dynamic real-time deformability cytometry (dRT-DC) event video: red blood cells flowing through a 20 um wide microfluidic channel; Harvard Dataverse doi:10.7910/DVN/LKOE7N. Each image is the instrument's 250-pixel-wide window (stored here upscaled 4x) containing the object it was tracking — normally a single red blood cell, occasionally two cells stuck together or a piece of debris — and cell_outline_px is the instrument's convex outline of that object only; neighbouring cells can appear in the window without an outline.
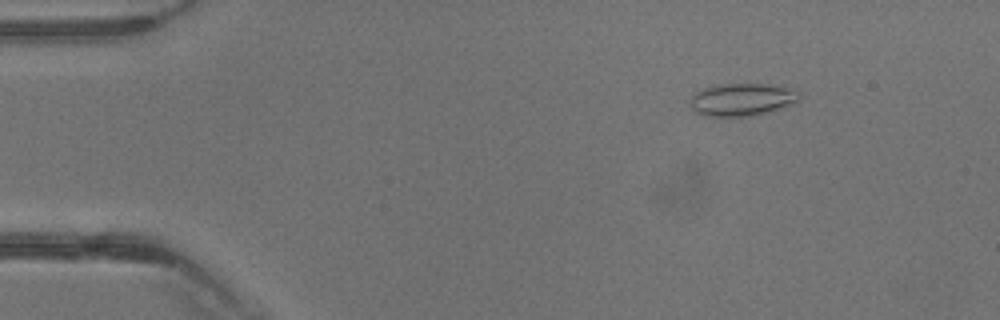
{"species": "common noctule bat (a hibernating species)", "species_latin": "Nyctalus noctula", "temperature_condition": "warm", "stored_images_in_passage": 40, "camera_frame_rate_fps": 3000, "um_per_image_px": 0.085, "animal": {"sex": "male", "body_mass_g": 13.3}, "frame": {"image": 1, "passage_image": 6, "time_ms": 1.667, "image_size_px": [1000, 320], "cell_outline_px": [[800, 100], [792, 104], [756, 116], [704, 116], [696, 112], [688, 104], [692, 96], [696, 92], [704, 88], [720, 84], [768, 84], [792, 88], [800, 92]], "centroid_in_image_um": [63.09, 8.46], "position_along_channel_um": 21.9, "area_um2": 20.92}}
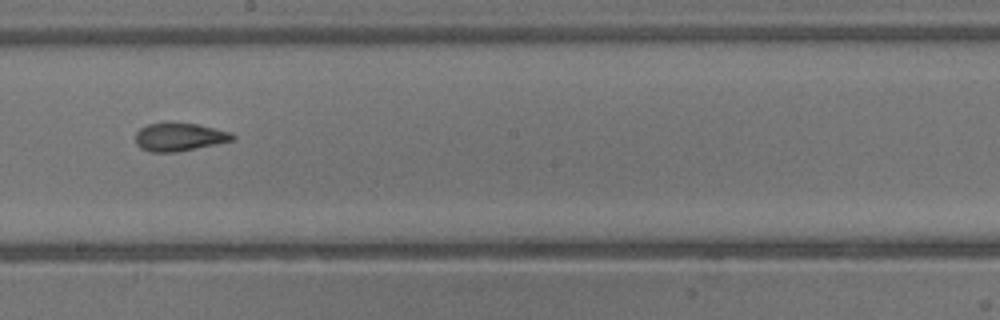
{"frame": {"image": 2, "passage_image": 23, "time_ms": 7.333, "image_size_px": [1000, 320], "cell_outline_px": [[236, 140], [176, 152], [148, 152], [140, 148], [136, 144], [136, 132], [140, 128], [148, 124], [168, 120], [172, 120], [196, 124], [232, 132], [236, 136]], "centroid_in_image_um": [15.23, 11.61], "position_along_channel_um": 233.0, "area_um2": 16.47}}
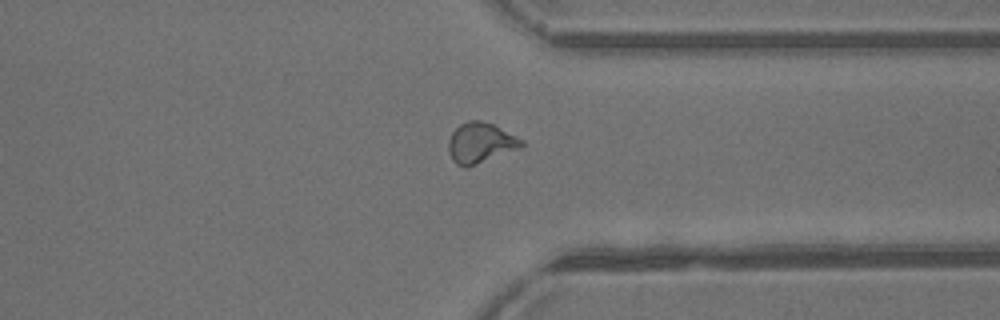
{"frame": {"image": 3, "passage_image": 31, "time_ms": 10.0, "image_size_px": [1000, 320], "cell_outline_px": [[524, 144], [520, 148], [476, 164], [464, 168], [456, 164], [452, 160], [448, 152], [448, 140], [452, 132], [460, 124], [468, 120], [480, 120], [492, 124], [524, 140]], "centroid_in_image_um": [40.81, 12.14], "position_along_channel_um": 370.6, "area_um2": 17.11}}